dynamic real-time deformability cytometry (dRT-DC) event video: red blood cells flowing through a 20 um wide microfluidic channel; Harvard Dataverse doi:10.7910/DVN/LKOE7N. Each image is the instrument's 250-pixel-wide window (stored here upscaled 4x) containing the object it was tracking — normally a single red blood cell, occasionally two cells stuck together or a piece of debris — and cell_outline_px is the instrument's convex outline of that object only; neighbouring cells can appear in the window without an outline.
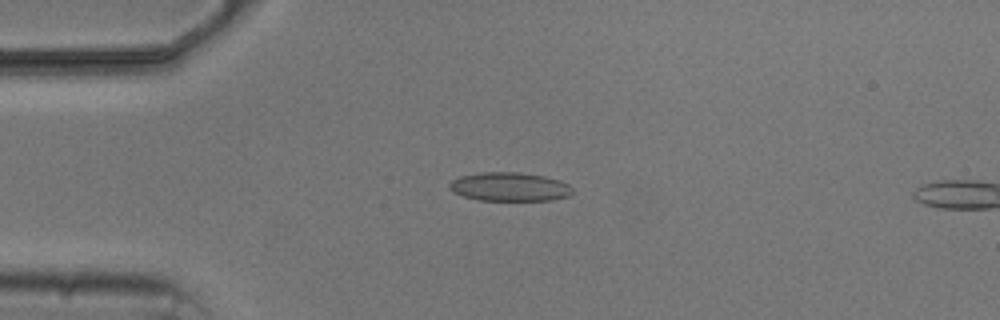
{"species": "common noctule bat (a hibernating species)", "species_latin": "Nyctalus noctula", "temperature_condition": "cold", "stored_images_in_passage": 4, "camera_frame_rate_fps": 3000, "um_per_image_px": 0.085, "animal": {"sex": "male", "body_mass_g": 20.5, "forearm_length_mm": 52.5}, "frame": {"image": 1, "passage_image": 3, "time_ms": 3.0, "image_size_px": [1000, 320], "cell_outline_px": [[572, 192], [568, 196], [552, 200], [480, 200], [464, 196], [452, 192], [448, 188], [448, 184], [452, 180], [460, 176], [484, 172], [520, 172], [544, 176], [560, 180], [568, 184], [572, 188]], "centroid_in_image_um": [43.3, 15.87], "position_along_channel_um": 41.7, "area_um2": 20.63}}